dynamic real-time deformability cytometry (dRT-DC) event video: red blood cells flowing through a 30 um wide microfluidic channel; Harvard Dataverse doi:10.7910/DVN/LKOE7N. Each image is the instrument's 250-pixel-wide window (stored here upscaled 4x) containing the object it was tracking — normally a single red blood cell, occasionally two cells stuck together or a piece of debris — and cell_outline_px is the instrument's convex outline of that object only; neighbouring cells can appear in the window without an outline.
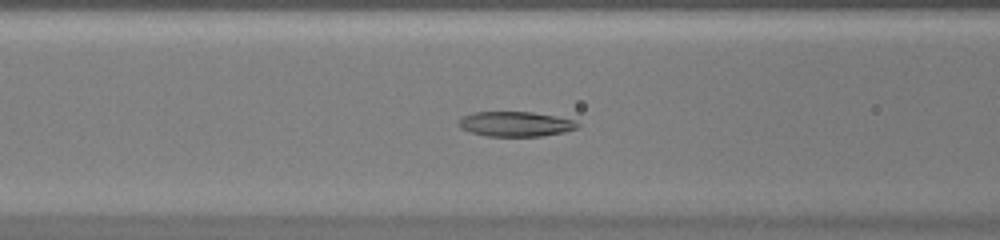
{"species": "common noctule bat (a hibernating species)", "species_latin": "Nyctalus noctula", "temperature_condition": "warm", "stored_images_in_passage": 51, "camera_frame_rate_fps": 3000, "um_per_image_px": 0.085, "animal": {"sex": "female", "body_mass_g": 20.0, "forearm_length_mm": 54.0}, "frame": {"image": 1, "passage_image": 20, "time_ms": 6.333, "image_size_px": [1000, 240], "cell_outline_px": [[580, 124], [576, 128], [564, 132], [540, 136], [488, 136], [472, 132], [460, 128], [456, 124], [464, 116], [472, 112], [532, 112], [556, 116], [576, 120]], "centroid_in_image_um": [43.83, 10.53], "position_along_channel_um": 122.8, "area_um2": 17.22}}
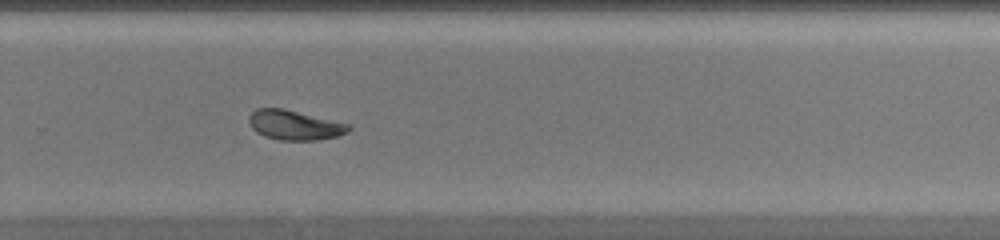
{"frame": {"image": 2, "passage_image": 34, "time_ms": 11.0, "image_size_px": [1000, 240], "cell_outline_px": [[352, 128], [348, 132], [336, 136], [316, 140], [280, 140], [264, 136], [256, 132], [252, 128], [248, 120], [248, 116], [256, 108], [284, 108], [348, 124]], "centroid_in_image_um": [25.0, 10.63], "position_along_channel_um": 304.8, "area_um2": 17.17}}
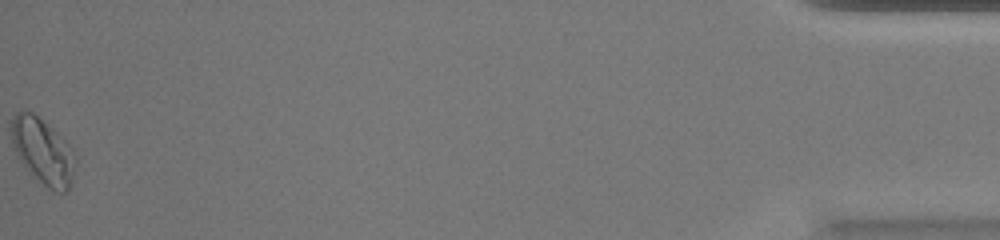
{"frame": {"image": 3, "passage_image": 51, "time_ms": 16.667, "image_size_px": [1000, 240], "cell_outline_px": [[76, 164], [68, 188], [64, 192], [56, 192], [48, 188], [28, 172], [20, 160], [12, 144], [12, 116], [16, 112], [24, 108], [32, 112], [56, 132], [72, 148], [76, 156]], "centroid_in_image_um": [3.63, 12.84], "position_along_channel_um": 431.6, "area_um2": 24.39}, "authors_computed_cell_mechanics": {"area_um2": 17.918, "velocity_mm_per_s": 3.9101, "shape_relaxation_time_tau1_ms": 5.7018, "shape_relaxation_time_tau2_ms": 2.5767, "deformation_change_tau1": 0.1706, "deformation_change_tau2": 0.0872}}